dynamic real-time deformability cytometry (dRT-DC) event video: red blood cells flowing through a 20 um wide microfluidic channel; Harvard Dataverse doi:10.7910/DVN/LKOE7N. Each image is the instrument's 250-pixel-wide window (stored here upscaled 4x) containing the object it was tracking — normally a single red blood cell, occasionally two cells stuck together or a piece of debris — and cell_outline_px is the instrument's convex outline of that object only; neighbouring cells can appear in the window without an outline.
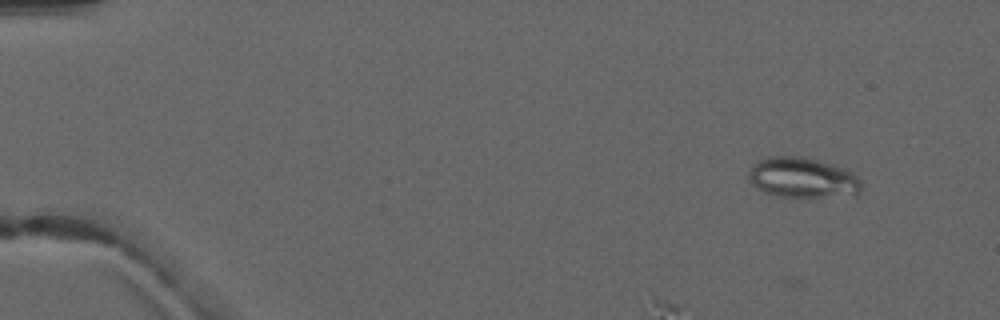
{"species": "common noctule bat (a hibernating species)", "species_latin": "Nyctalus noctula", "temperature_condition": "warm", "stored_images_in_passage": 4, "camera_frame_rate_fps": 3000, "um_per_image_px": 0.085, "animal": {"sex": "male", "forearm_length_mm": 52.5}, "frame": {"image": 1, "passage_image": 2, "time_ms": 2.0, "image_size_px": [1000, 320], "cell_outline_px": [[864, 184], [860, 192], [856, 196], [780, 196], [764, 192], [752, 184], [748, 176], [748, 172], [752, 164], [756, 160], [768, 156], [800, 156], [832, 164], [844, 168], [852, 172]], "centroid_in_image_um": [68.23, 15.09], "position_along_channel_um": 16.8, "area_um2": 26.65}}